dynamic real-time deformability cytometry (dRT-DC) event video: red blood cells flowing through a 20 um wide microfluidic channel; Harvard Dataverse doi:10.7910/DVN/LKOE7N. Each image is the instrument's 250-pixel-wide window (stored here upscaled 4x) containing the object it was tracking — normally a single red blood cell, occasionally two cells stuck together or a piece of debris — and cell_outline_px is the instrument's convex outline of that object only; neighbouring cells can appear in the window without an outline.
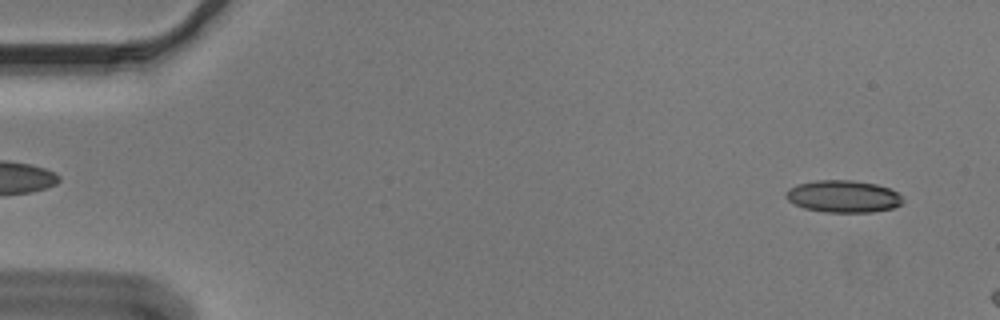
{"species": "Egyptian fruit bat (a non-hibernating species)", "species_latin": "Rousettus aegyptiacus", "temperature_condition": "cold", "stored_images_in_passage": 9, "camera_frame_rate_fps": 3000, "um_per_image_px": 0.085, "animal": {"sex": "male"}, "frame": {"image": 1, "passage_image": 3, "time_ms": 0.667, "image_size_px": [1000, 320], "cell_outline_px": [[904, 200], [900, 204], [892, 208], [872, 212], [824, 212], [804, 208], [788, 200], [784, 196], [788, 188], [796, 184], [816, 180], [852, 180], [876, 184], [888, 188], [896, 192]], "centroid_in_image_um": [71.64, 16.69], "position_along_channel_um": 13.4, "area_um2": 21.85}}